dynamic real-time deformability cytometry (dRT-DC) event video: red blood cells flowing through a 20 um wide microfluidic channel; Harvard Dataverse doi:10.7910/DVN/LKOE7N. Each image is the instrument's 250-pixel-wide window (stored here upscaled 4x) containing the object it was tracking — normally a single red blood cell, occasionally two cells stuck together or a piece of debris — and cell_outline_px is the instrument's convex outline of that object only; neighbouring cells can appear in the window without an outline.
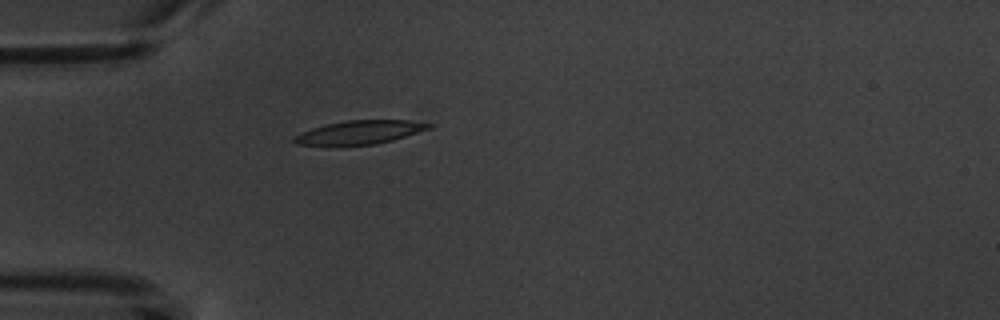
{"species": "common noctule bat (a hibernating species)", "species_latin": "Nyctalus noctula", "temperature_condition": "warm", "stored_images_in_passage": 5, "camera_frame_rate_fps": 3000, "um_per_image_px": 0.085, "animal": {"sex": "male", "body_mass_g": 20.1, "forearm_length_mm": 53.5}, "frame": {"image": 1, "passage_image": 5, "time_ms": 4.667, "image_size_px": [1000, 320], "cell_outline_px": [[436, 124], [432, 128], [392, 140], [376, 144], [336, 148], [328, 148], [296, 144], [292, 140], [292, 136], [312, 128], [324, 124], [348, 120], [404, 120]], "centroid_in_image_um": [30.46, 11.3], "position_along_channel_um": 54.5, "area_um2": 19.48}}